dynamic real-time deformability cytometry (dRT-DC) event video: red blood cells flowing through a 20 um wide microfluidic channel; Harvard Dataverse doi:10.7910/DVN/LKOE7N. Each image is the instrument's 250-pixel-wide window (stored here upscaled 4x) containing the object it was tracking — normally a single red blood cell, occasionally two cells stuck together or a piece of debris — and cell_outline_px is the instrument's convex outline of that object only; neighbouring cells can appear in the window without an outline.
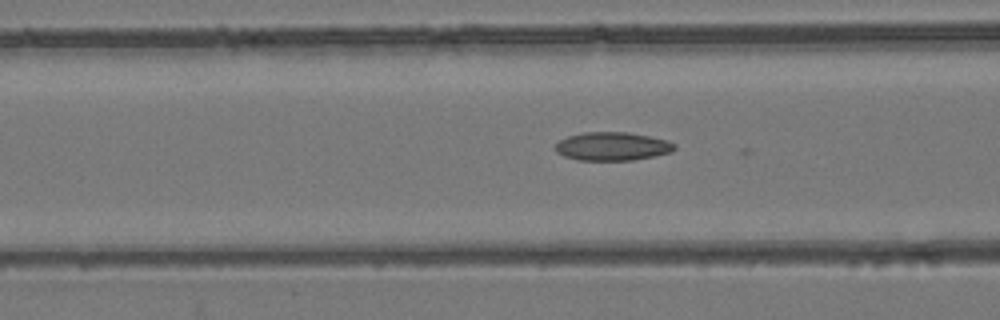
{"species": "common noctule bat (a hibernating species)", "species_latin": "Nyctalus noctula", "temperature_condition": "room temperature", "stored_images_in_passage": 39, "camera_frame_rate_fps": 3000, "um_per_image_px": 0.085, "animal": {"sex": "female", "body_mass_g": 24.6, "forearm_length_mm": 56.2}, "frame": {"image": 1, "passage_image": 19, "time_ms": 6.0, "image_size_px": [1000, 320], "cell_outline_px": [[676, 148], [672, 152], [632, 160], [576, 160], [564, 156], [556, 152], [556, 144], [560, 140], [568, 136], [584, 132], [628, 132], [668, 140], [676, 144]], "centroid_in_image_um": [52.06, 12.44], "position_along_channel_um": 114.5, "area_um2": 19.71}}
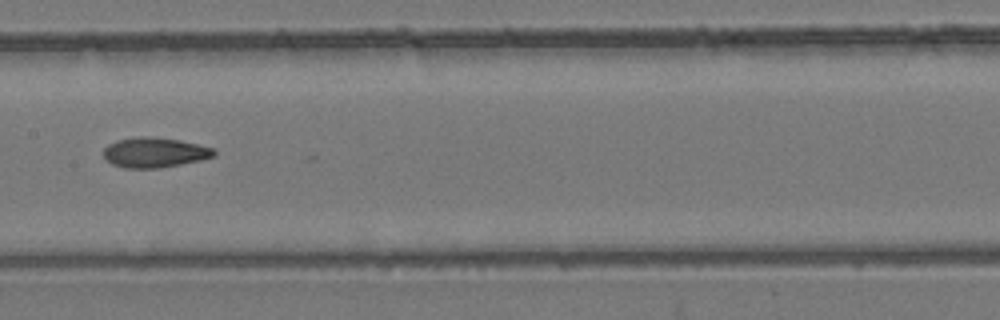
{"frame": {"image": 2, "passage_image": 25, "time_ms": 8.0, "image_size_px": [1000, 320], "cell_outline_px": [[216, 156], [200, 160], [160, 168], [124, 168], [112, 164], [104, 156], [104, 148], [108, 144], [116, 140], [140, 136], [148, 136], [180, 140], [212, 148], [216, 152]], "centroid_in_image_um": [13.12, 12.96], "position_along_channel_um": 194.3, "area_um2": 19.25}}
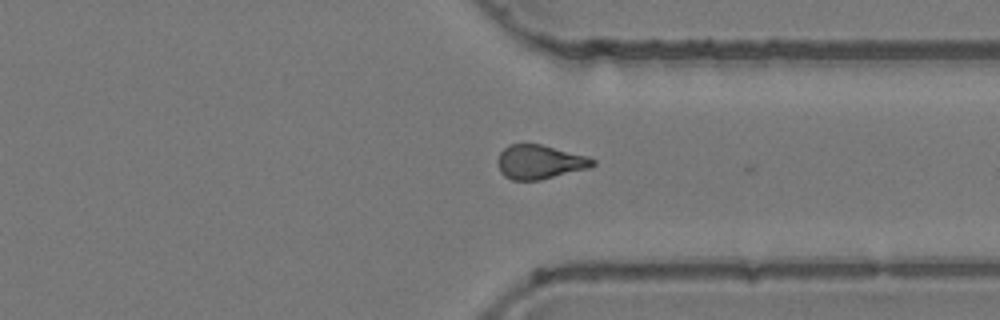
{"frame": {"image": 3, "passage_image": 38, "time_ms": 12.333, "image_size_px": [1000, 320], "cell_outline_px": [[596, 164], [588, 168], [540, 180], [512, 180], [504, 176], [500, 172], [496, 160], [500, 152], [508, 144], [540, 144], [588, 156], [596, 160]], "centroid_in_image_um": [45.85, 13.76], "position_along_channel_um": 365.5, "area_um2": 18.96}}